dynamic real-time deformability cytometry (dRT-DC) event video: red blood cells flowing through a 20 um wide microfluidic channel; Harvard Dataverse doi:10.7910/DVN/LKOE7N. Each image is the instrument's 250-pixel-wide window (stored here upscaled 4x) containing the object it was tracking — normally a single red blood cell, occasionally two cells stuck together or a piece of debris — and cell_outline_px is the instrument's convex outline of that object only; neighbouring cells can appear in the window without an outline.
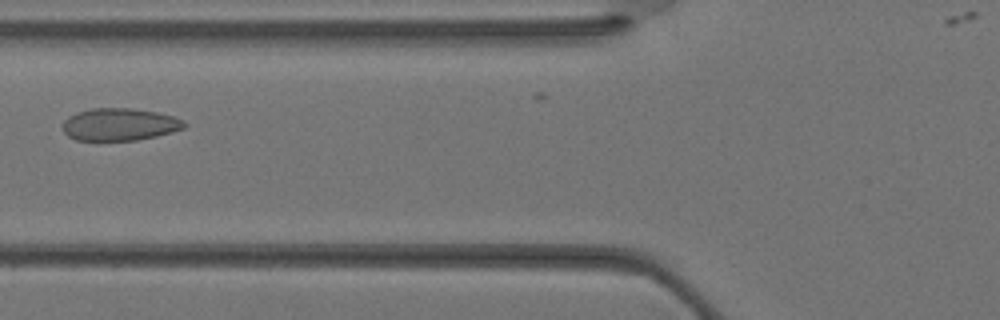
{"species": "Egyptian fruit bat (a non-hibernating species)", "species_latin": "Rousettus aegyptiacus", "temperature_condition": "warm", "stored_images_in_passage": 28, "camera_frame_rate_fps": 3000, "um_per_image_px": 0.085, "animal": {"sex": "female"}, "frame": {"image": 1, "passage_image": 11, "time_ms": 3.333, "image_size_px": [1000, 320], "cell_outline_px": [[188, 124], [184, 128], [172, 132], [156, 136], [136, 140], [76, 140], [68, 136], [64, 132], [64, 120], [68, 116], [76, 112], [92, 108], [132, 108], [156, 112], [172, 116], [184, 120]], "centroid_in_image_um": [10.18, 10.57], "position_along_channel_um": 115.6, "area_um2": 22.95}}
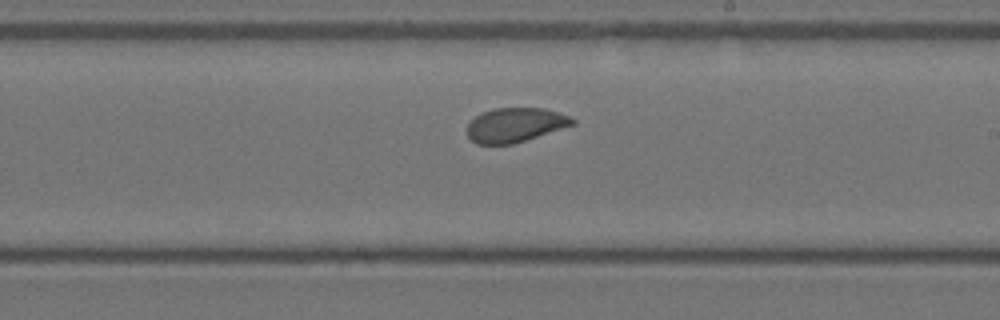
{"frame": {"image": 2, "passage_image": 18, "time_ms": 5.667, "image_size_px": [1000, 320], "cell_outline_px": [[576, 124], [512, 144], [476, 144], [468, 136], [468, 124], [476, 116], [484, 112], [496, 108], [544, 108], [568, 116], [576, 120]], "centroid_in_image_um": [43.8, 10.62], "position_along_channel_um": 245.2, "area_um2": 20.75}}
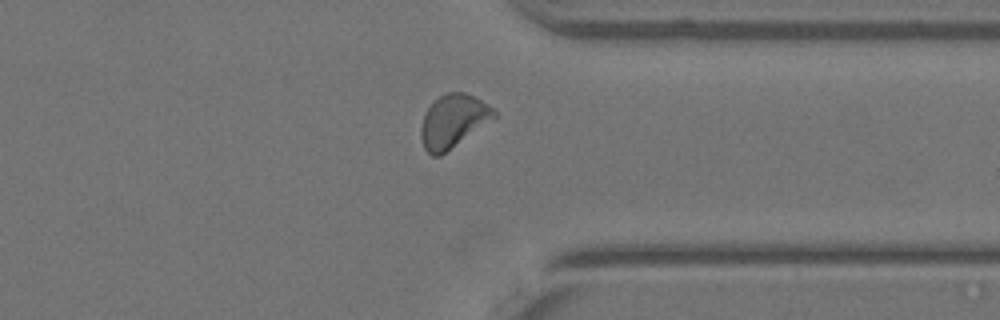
{"frame": {"image": 3, "passage_image": 25, "time_ms": 8.0, "image_size_px": [1000, 320], "cell_outline_px": [[496, 116], [440, 156], [432, 156], [424, 148], [420, 136], [420, 128], [424, 116], [428, 108], [440, 96], [448, 92], [464, 92], [496, 108]], "centroid_in_image_um": [38.5, 10.29], "position_along_channel_um": 372.9, "area_um2": 22.14}}